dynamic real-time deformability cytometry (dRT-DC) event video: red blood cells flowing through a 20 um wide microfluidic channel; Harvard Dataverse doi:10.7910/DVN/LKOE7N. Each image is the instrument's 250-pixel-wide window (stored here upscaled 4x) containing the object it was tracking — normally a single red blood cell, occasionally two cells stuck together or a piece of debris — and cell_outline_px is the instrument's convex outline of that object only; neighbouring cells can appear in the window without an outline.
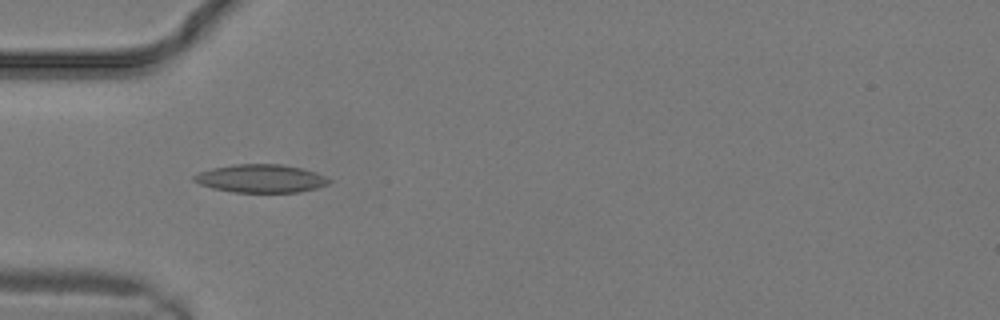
{"species": "common noctule bat (a hibernating species)", "species_latin": "Nyctalus noctula", "temperature_condition": "warm", "stored_images_in_passage": 12, "camera_frame_rate_fps": 3000, "um_per_image_px": 0.085, "animal": {"sex": "male", "body_mass_g": 19.2, "forearm_length_mm": 51.8}, "frame": {"image": 1, "passage_image": 9, "time_ms": 2.667, "image_size_px": [1000, 320], "cell_outline_px": [[332, 180], [328, 184], [316, 188], [300, 192], [232, 192], [212, 188], [200, 184], [192, 180], [192, 176], [196, 172], [212, 168], [232, 164], [280, 164], [300, 168], [316, 172]], "centroid_in_image_um": [22.13, 15.17], "position_along_channel_um": 62.9, "area_um2": 22.25}}
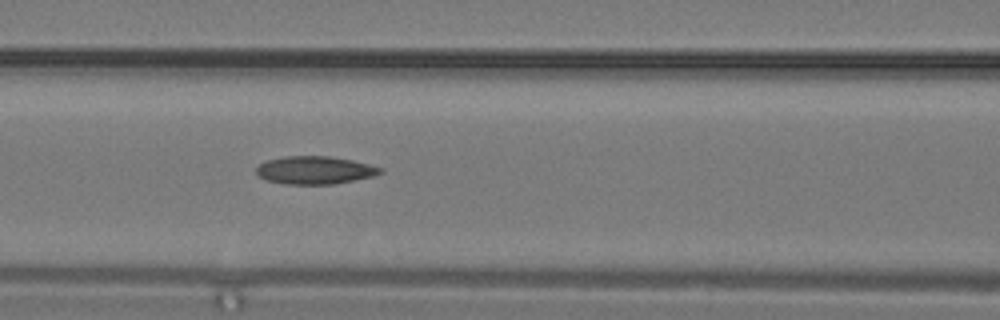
{"frame": {"image": 2, "passage_image": 12, "time_ms": 3.667, "image_size_px": [1000, 320], "cell_outline_px": [[384, 172], [372, 176], [332, 184], [284, 184], [264, 180], [256, 172], [256, 168], [264, 160], [284, 156], [328, 156], [352, 160], [384, 168]], "centroid_in_image_um": [26.72, 14.46], "position_along_channel_um": 139.9, "area_um2": 20.17}}